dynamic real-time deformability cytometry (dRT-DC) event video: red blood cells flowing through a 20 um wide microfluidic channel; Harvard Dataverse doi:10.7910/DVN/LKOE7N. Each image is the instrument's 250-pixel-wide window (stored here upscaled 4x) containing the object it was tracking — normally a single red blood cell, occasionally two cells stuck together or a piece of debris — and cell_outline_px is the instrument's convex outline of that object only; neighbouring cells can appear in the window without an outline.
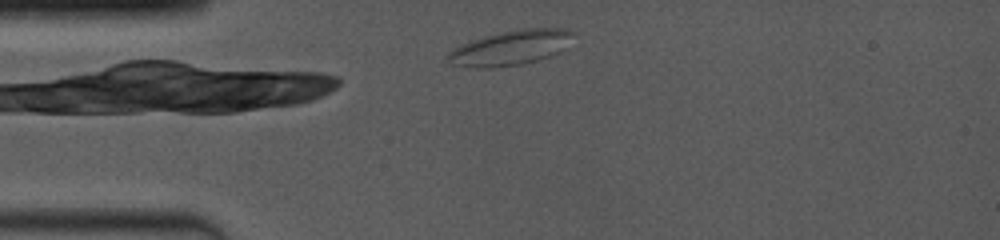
{"species": "common noctule bat (a hibernating species)", "species_latin": "Nyctalus noctula", "temperature_condition": "room temperature", "stored_images_in_passage": 4, "camera_frame_rate_fps": 4000, "um_per_image_px": 0.085, "animal": {"sex": "female", "body_mass_g": 19.0, "forearm_length_mm": 53.3}, "frame": {"image": 1, "passage_image": 1, "time_ms": 0.0, "image_size_px": [1000, 240], "cell_outline_px": [[576, 32], [568, 48], [560, 52], [536, 60], [520, 64], [492, 68], [468, 68], [448, 64], [444, 60], [448, 52], [452, 48], [460, 44], [484, 36], [516, 28], [572, 28]], "centroid_in_image_um": [43.39, 4.05], "position_along_channel_um": 41.6, "area_um2": 26.3}}